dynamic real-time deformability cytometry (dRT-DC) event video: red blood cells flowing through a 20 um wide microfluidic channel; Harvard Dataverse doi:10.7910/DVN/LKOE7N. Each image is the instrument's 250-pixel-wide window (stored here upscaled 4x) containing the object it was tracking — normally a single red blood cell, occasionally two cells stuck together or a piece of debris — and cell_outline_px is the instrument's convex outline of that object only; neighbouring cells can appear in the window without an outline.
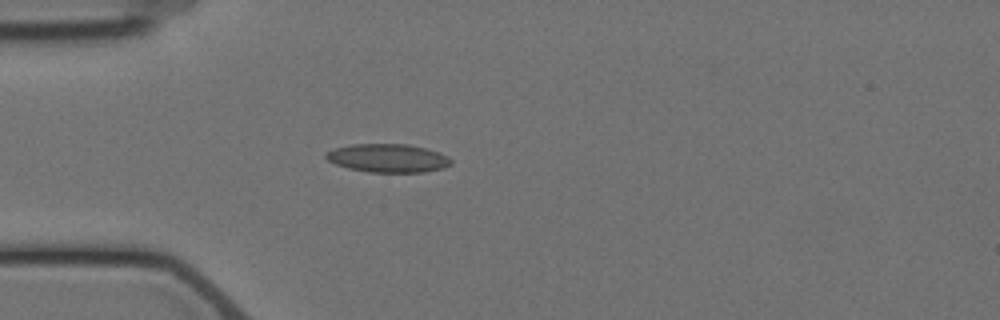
{"species": "Egyptian fruit bat (a non-hibernating species)", "species_latin": "Rousettus aegyptiacus", "temperature_condition": "cold", "stored_images_in_passage": 5, "camera_frame_rate_fps": 3000, "um_per_image_px": 0.085, "animal": {"sex": "female"}, "frame": {"image": 1, "passage_image": 4, "time_ms": 3.667, "image_size_px": [1000, 320], "cell_outline_px": [[452, 164], [444, 168], [424, 172], [368, 172], [348, 168], [336, 164], [328, 160], [324, 156], [328, 152], [336, 148], [352, 144], [408, 144], [440, 152], [448, 156], [452, 160]], "centroid_in_image_um": [33.02, 13.44], "position_along_channel_um": 52.0, "area_um2": 20.69}}